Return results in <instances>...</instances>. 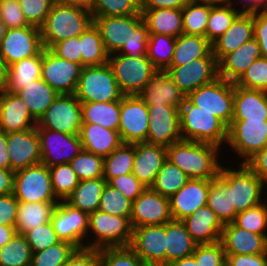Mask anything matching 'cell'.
I'll use <instances>...</instances> for the list:
<instances>
[{
	"label": "cell",
	"mask_w": 267,
	"mask_h": 266,
	"mask_svg": "<svg viewBox=\"0 0 267 266\" xmlns=\"http://www.w3.org/2000/svg\"><path fill=\"white\" fill-rule=\"evenodd\" d=\"M92 23L90 11L55 2L40 27L43 47L50 49L59 41L79 37Z\"/></svg>",
	"instance_id": "3957f363"
},
{
	"label": "cell",
	"mask_w": 267,
	"mask_h": 266,
	"mask_svg": "<svg viewBox=\"0 0 267 266\" xmlns=\"http://www.w3.org/2000/svg\"><path fill=\"white\" fill-rule=\"evenodd\" d=\"M89 214L59 201L52 214L51 223L58 237L77 248H85Z\"/></svg>",
	"instance_id": "d6986e66"
},
{
	"label": "cell",
	"mask_w": 267,
	"mask_h": 266,
	"mask_svg": "<svg viewBox=\"0 0 267 266\" xmlns=\"http://www.w3.org/2000/svg\"><path fill=\"white\" fill-rule=\"evenodd\" d=\"M261 57L260 45L253 37L218 62V77L235 83L249 66Z\"/></svg>",
	"instance_id": "83f0119b"
},
{
	"label": "cell",
	"mask_w": 267,
	"mask_h": 266,
	"mask_svg": "<svg viewBox=\"0 0 267 266\" xmlns=\"http://www.w3.org/2000/svg\"><path fill=\"white\" fill-rule=\"evenodd\" d=\"M226 266H267V253L256 255H226Z\"/></svg>",
	"instance_id": "89a4df30"
},
{
	"label": "cell",
	"mask_w": 267,
	"mask_h": 266,
	"mask_svg": "<svg viewBox=\"0 0 267 266\" xmlns=\"http://www.w3.org/2000/svg\"><path fill=\"white\" fill-rule=\"evenodd\" d=\"M214 179H190L170 200V211L174 220H183L200 207L207 205L210 182Z\"/></svg>",
	"instance_id": "603a6c76"
},
{
	"label": "cell",
	"mask_w": 267,
	"mask_h": 266,
	"mask_svg": "<svg viewBox=\"0 0 267 266\" xmlns=\"http://www.w3.org/2000/svg\"><path fill=\"white\" fill-rule=\"evenodd\" d=\"M196 3H202L210 6H220L228 4L229 0H191Z\"/></svg>",
	"instance_id": "979ff035"
},
{
	"label": "cell",
	"mask_w": 267,
	"mask_h": 266,
	"mask_svg": "<svg viewBox=\"0 0 267 266\" xmlns=\"http://www.w3.org/2000/svg\"><path fill=\"white\" fill-rule=\"evenodd\" d=\"M52 188L55 196L61 201L79 184V179L69 163L49 167Z\"/></svg>",
	"instance_id": "f5cc1de1"
},
{
	"label": "cell",
	"mask_w": 267,
	"mask_h": 266,
	"mask_svg": "<svg viewBox=\"0 0 267 266\" xmlns=\"http://www.w3.org/2000/svg\"><path fill=\"white\" fill-rule=\"evenodd\" d=\"M149 111L138 95H124L121 99L119 135L123 143L147 141Z\"/></svg>",
	"instance_id": "9a60e30c"
},
{
	"label": "cell",
	"mask_w": 267,
	"mask_h": 266,
	"mask_svg": "<svg viewBox=\"0 0 267 266\" xmlns=\"http://www.w3.org/2000/svg\"><path fill=\"white\" fill-rule=\"evenodd\" d=\"M93 23L108 54L117 52L130 57L147 55L149 32L142 14L93 17Z\"/></svg>",
	"instance_id": "6da1fadb"
},
{
	"label": "cell",
	"mask_w": 267,
	"mask_h": 266,
	"mask_svg": "<svg viewBox=\"0 0 267 266\" xmlns=\"http://www.w3.org/2000/svg\"><path fill=\"white\" fill-rule=\"evenodd\" d=\"M180 132L183 140L211 143L224 149L228 126L185 98L180 106Z\"/></svg>",
	"instance_id": "5b68a950"
},
{
	"label": "cell",
	"mask_w": 267,
	"mask_h": 266,
	"mask_svg": "<svg viewBox=\"0 0 267 266\" xmlns=\"http://www.w3.org/2000/svg\"><path fill=\"white\" fill-rule=\"evenodd\" d=\"M99 266H147L130 247L99 249Z\"/></svg>",
	"instance_id": "6f0895ef"
},
{
	"label": "cell",
	"mask_w": 267,
	"mask_h": 266,
	"mask_svg": "<svg viewBox=\"0 0 267 266\" xmlns=\"http://www.w3.org/2000/svg\"><path fill=\"white\" fill-rule=\"evenodd\" d=\"M252 13H241L232 25L212 43V53L219 62L226 54L235 51L254 37Z\"/></svg>",
	"instance_id": "f1b7e54d"
},
{
	"label": "cell",
	"mask_w": 267,
	"mask_h": 266,
	"mask_svg": "<svg viewBox=\"0 0 267 266\" xmlns=\"http://www.w3.org/2000/svg\"><path fill=\"white\" fill-rule=\"evenodd\" d=\"M6 31H7V27H6L5 23L0 18V44H1L3 37L6 34Z\"/></svg>",
	"instance_id": "deb4b68c"
},
{
	"label": "cell",
	"mask_w": 267,
	"mask_h": 266,
	"mask_svg": "<svg viewBox=\"0 0 267 266\" xmlns=\"http://www.w3.org/2000/svg\"><path fill=\"white\" fill-rule=\"evenodd\" d=\"M0 168L10 170V156L7 146V133L0 129Z\"/></svg>",
	"instance_id": "34e18365"
},
{
	"label": "cell",
	"mask_w": 267,
	"mask_h": 266,
	"mask_svg": "<svg viewBox=\"0 0 267 266\" xmlns=\"http://www.w3.org/2000/svg\"><path fill=\"white\" fill-rule=\"evenodd\" d=\"M81 66H101L108 63L109 54L106 52L100 32L92 23L80 35Z\"/></svg>",
	"instance_id": "60d3db41"
},
{
	"label": "cell",
	"mask_w": 267,
	"mask_h": 266,
	"mask_svg": "<svg viewBox=\"0 0 267 266\" xmlns=\"http://www.w3.org/2000/svg\"><path fill=\"white\" fill-rule=\"evenodd\" d=\"M149 34H164L177 38L183 34L182 9L160 8L141 10Z\"/></svg>",
	"instance_id": "836d02e7"
},
{
	"label": "cell",
	"mask_w": 267,
	"mask_h": 266,
	"mask_svg": "<svg viewBox=\"0 0 267 266\" xmlns=\"http://www.w3.org/2000/svg\"><path fill=\"white\" fill-rule=\"evenodd\" d=\"M0 18L7 29L29 26L18 0H0Z\"/></svg>",
	"instance_id": "be15d7a7"
},
{
	"label": "cell",
	"mask_w": 267,
	"mask_h": 266,
	"mask_svg": "<svg viewBox=\"0 0 267 266\" xmlns=\"http://www.w3.org/2000/svg\"><path fill=\"white\" fill-rule=\"evenodd\" d=\"M129 247L147 266H166V223L133 228Z\"/></svg>",
	"instance_id": "ac0fdd59"
},
{
	"label": "cell",
	"mask_w": 267,
	"mask_h": 266,
	"mask_svg": "<svg viewBox=\"0 0 267 266\" xmlns=\"http://www.w3.org/2000/svg\"><path fill=\"white\" fill-rule=\"evenodd\" d=\"M176 38L164 34H149L147 57L158 70H165L172 61Z\"/></svg>",
	"instance_id": "bcb514c9"
},
{
	"label": "cell",
	"mask_w": 267,
	"mask_h": 266,
	"mask_svg": "<svg viewBox=\"0 0 267 266\" xmlns=\"http://www.w3.org/2000/svg\"><path fill=\"white\" fill-rule=\"evenodd\" d=\"M32 253L44 250L61 241L50 222L39 225L24 234Z\"/></svg>",
	"instance_id": "91938a15"
},
{
	"label": "cell",
	"mask_w": 267,
	"mask_h": 266,
	"mask_svg": "<svg viewBox=\"0 0 267 266\" xmlns=\"http://www.w3.org/2000/svg\"><path fill=\"white\" fill-rule=\"evenodd\" d=\"M82 66L64 60L49 48L42 50L41 78L58 94H75Z\"/></svg>",
	"instance_id": "5bb4252c"
},
{
	"label": "cell",
	"mask_w": 267,
	"mask_h": 266,
	"mask_svg": "<svg viewBox=\"0 0 267 266\" xmlns=\"http://www.w3.org/2000/svg\"><path fill=\"white\" fill-rule=\"evenodd\" d=\"M44 49L40 28L29 25L7 29L0 44V57L6 67L38 55Z\"/></svg>",
	"instance_id": "4fadbf2b"
},
{
	"label": "cell",
	"mask_w": 267,
	"mask_h": 266,
	"mask_svg": "<svg viewBox=\"0 0 267 266\" xmlns=\"http://www.w3.org/2000/svg\"><path fill=\"white\" fill-rule=\"evenodd\" d=\"M13 195L20 202H59L49 168L43 163L15 172Z\"/></svg>",
	"instance_id": "8fae6325"
},
{
	"label": "cell",
	"mask_w": 267,
	"mask_h": 266,
	"mask_svg": "<svg viewBox=\"0 0 267 266\" xmlns=\"http://www.w3.org/2000/svg\"><path fill=\"white\" fill-rule=\"evenodd\" d=\"M170 200L150 187L132 202L130 223L132 228L146 225H162L172 220Z\"/></svg>",
	"instance_id": "44dd1931"
},
{
	"label": "cell",
	"mask_w": 267,
	"mask_h": 266,
	"mask_svg": "<svg viewBox=\"0 0 267 266\" xmlns=\"http://www.w3.org/2000/svg\"><path fill=\"white\" fill-rule=\"evenodd\" d=\"M16 94L23 100L37 122L59 95L42 78L29 83Z\"/></svg>",
	"instance_id": "d590c367"
},
{
	"label": "cell",
	"mask_w": 267,
	"mask_h": 266,
	"mask_svg": "<svg viewBox=\"0 0 267 266\" xmlns=\"http://www.w3.org/2000/svg\"><path fill=\"white\" fill-rule=\"evenodd\" d=\"M40 139L41 163L48 168L70 163L82 150L79 135H69L50 129H36Z\"/></svg>",
	"instance_id": "2e32d148"
},
{
	"label": "cell",
	"mask_w": 267,
	"mask_h": 266,
	"mask_svg": "<svg viewBox=\"0 0 267 266\" xmlns=\"http://www.w3.org/2000/svg\"><path fill=\"white\" fill-rule=\"evenodd\" d=\"M59 202H20L18 201L16 232H26L51 221L52 214Z\"/></svg>",
	"instance_id": "8d00e7d4"
},
{
	"label": "cell",
	"mask_w": 267,
	"mask_h": 266,
	"mask_svg": "<svg viewBox=\"0 0 267 266\" xmlns=\"http://www.w3.org/2000/svg\"><path fill=\"white\" fill-rule=\"evenodd\" d=\"M191 237L198 244L221 241L224 225L213 210L207 205L200 207L190 216L182 220Z\"/></svg>",
	"instance_id": "f546056e"
},
{
	"label": "cell",
	"mask_w": 267,
	"mask_h": 266,
	"mask_svg": "<svg viewBox=\"0 0 267 266\" xmlns=\"http://www.w3.org/2000/svg\"><path fill=\"white\" fill-rule=\"evenodd\" d=\"M233 222L245 230L267 235V201L237 213Z\"/></svg>",
	"instance_id": "11a10c76"
},
{
	"label": "cell",
	"mask_w": 267,
	"mask_h": 266,
	"mask_svg": "<svg viewBox=\"0 0 267 266\" xmlns=\"http://www.w3.org/2000/svg\"><path fill=\"white\" fill-rule=\"evenodd\" d=\"M203 57H215L212 43L206 37L183 33L176 38L172 61L168 67L182 66Z\"/></svg>",
	"instance_id": "e575fe53"
},
{
	"label": "cell",
	"mask_w": 267,
	"mask_h": 266,
	"mask_svg": "<svg viewBox=\"0 0 267 266\" xmlns=\"http://www.w3.org/2000/svg\"><path fill=\"white\" fill-rule=\"evenodd\" d=\"M76 249L72 243L61 240L44 250L32 253L30 266H63Z\"/></svg>",
	"instance_id": "f907efd6"
},
{
	"label": "cell",
	"mask_w": 267,
	"mask_h": 266,
	"mask_svg": "<svg viewBox=\"0 0 267 266\" xmlns=\"http://www.w3.org/2000/svg\"><path fill=\"white\" fill-rule=\"evenodd\" d=\"M79 136L84 150L102 157L110 155L123 143L119 131L96 124H82Z\"/></svg>",
	"instance_id": "1f68e13d"
},
{
	"label": "cell",
	"mask_w": 267,
	"mask_h": 266,
	"mask_svg": "<svg viewBox=\"0 0 267 266\" xmlns=\"http://www.w3.org/2000/svg\"><path fill=\"white\" fill-rule=\"evenodd\" d=\"M165 71L187 97L192 91L218 78V62L215 57H203L182 66L167 67Z\"/></svg>",
	"instance_id": "e0dca14e"
},
{
	"label": "cell",
	"mask_w": 267,
	"mask_h": 266,
	"mask_svg": "<svg viewBox=\"0 0 267 266\" xmlns=\"http://www.w3.org/2000/svg\"><path fill=\"white\" fill-rule=\"evenodd\" d=\"M63 266H99V249L77 248Z\"/></svg>",
	"instance_id": "003e7915"
},
{
	"label": "cell",
	"mask_w": 267,
	"mask_h": 266,
	"mask_svg": "<svg viewBox=\"0 0 267 266\" xmlns=\"http://www.w3.org/2000/svg\"><path fill=\"white\" fill-rule=\"evenodd\" d=\"M225 255H256L267 253V235L238 227L234 222L225 224L221 234Z\"/></svg>",
	"instance_id": "cb8c5ba5"
},
{
	"label": "cell",
	"mask_w": 267,
	"mask_h": 266,
	"mask_svg": "<svg viewBox=\"0 0 267 266\" xmlns=\"http://www.w3.org/2000/svg\"><path fill=\"white\" fill-rule=\"evenodd\" d=\"M98 210L111 215L131 217L132 201L107 183L103 189Z\"/></svg>",
	"instance_id": "9f6ffc18"
},
{
	"label": "cell",
	"mask_w": 267,
	"mask_h": 266,
	"mask_svg": "<svg viewBox=\"0 0 267 266\" xmlns=\"http://www.w3.org/2000/svg\"><path fill=\"white\" fill-rule=\"evenodd\" d=\"M230 146V148H229ZM239 156L238 164H245L257 152L267 147V121L232 120L228 126L225 149Z\"/></svg>",
	"instance_id": "9c48e42d"
},
{
	"label": "cell",
	"mask_w": 267,
	"mask_h": 266,
	"mask_svg": "<svg viewBox=\"0 0 267 266\" xmlns=\"http://www.w3.org/2000/svg\"><path fill=\"white\" fill-rule=\"evenodd\" d=\"M42 51L7 67L6 91L16 93L29 83L41 78Z\"/></svg>",
	"instance_id": "ab89813d"
},
{
	"label": "cell",
	"mask_w": 267,
	"mask_h": 266,
	"mask_svg": "<svg viewBox=\"0 0 267 266\" xmlns=\"http://www.w3.org/2000/svg\"><path fill=\"white\" fill-rule=\"evenodd\" d=\"M234 85L233 82L218 77L192 91L186 98L229 126L233 119Z\"/></svg>",
	"instance_id": "30bf717a"
},
{
	"label": "cell",
	"mask_w": 267,
	"mask_h": 266,
	"mask_svg": "<svg viewBox=\"0 0 267 266\" xmlns=\"http://www.w3.org/2000/svg\"><path fill=\"white\" fill-rule=\"evenodd\" d=\"M267 6V0H256V12L263 10Z\"/></svg>",
	"instance_id": "67dfc351"
},
{
	"label": "cell",
	"mask_w": 267,
	"mask_h": 266,
	"mask_svg": "<svg viewBox=\"0 0 267 266\" xmlns=\"http://www.w3.org/2000/svg\"><path fill=\"white\" fill-rule=\"evenodd\" d=\"M166 151L167 160L190 179H215L223 164L221 162H224L221 157L224 150L211 143L182 139L168 146Z\"/></svg>",
	"instance_id": "7a4b0ae2"
},
{
	"label": "cell",
	"mask_w": 267,
	"mask_h": 266,
	"mask_svg": "<svg viewBox=\"0 0 267 266\" xmlns=\"http://www.w3.org/2000/svg\"><path fill=\"white\" fill-rule=\"evenodd\" d=\"M264 198L267 201V179L264 181Z\"/></svg>",
	"instance_id": "b62a3aed"
},
{
	"label": "cell",
	"mask_w": 267,
	"mask_h": 266,
	"mask_svg": "<svg viewBox=\"0 0 267 266\" xmlns=\"http://www.w3.org/2000/svg\"><path fill=\"white\" fill-rule=\"evenodd\" d=\"M134 164L132 173L146 186L151 187L164 162L166 147L147 142L134 143Z\"/></svg>",
	"instance_id": "4316f807"
},
{
	"label": "cell",
	"mask_w": 267,
	"mask_h": 266,
	"mask_svg": "<svg viewBox=\"0 0 267 266\" xmlns=\"http://www.w3.org/2000/svg\"><path fill=\"white\" fill-rule=\"evenodd\" d=\"M18 200L13 193L0 195V225L15 226Z\"/></svg>",
	"instance_id": "03108f58"
},
{
	"label": "cell",
	"mask_w": 267,
	"mask_h": 266,
	"mask_svg": "<svg viewBox=\"0 0 267 266\" xmlns=\"http://www.w3.org/2000/svg\"><path fill=\"white\" fill-rule=\"evenodd\" d=\"M234 84L267 92V58L256 59Z\"/></svg>",
	"instance_id": "680465c9"
},
{
	"label": "cell",
	"mask_w": 267,
	"mask_h": 266,
	"mask_svg": "<svg viewBox=\"0 0 267 266\" xmlns=\"http://www.w3.org/2000/svg\"><path fill=\"white\" fill-rule=\"evenodd\" d=\"M108 184L132 202L146 189V186L133 173L112 178Z\"/></svg>",
	"instance_id": "6125c7cd"
},
{
	"label": "cell",
	"mask_w": 267,
	"mask_h": 266,
	"mask_svg": "<svg viewBox=\"0 0 267 266\" xmlns=\"http://www.w3.org/2000/svg\"><path fill=\"white\" fill-rule=\"evenodd\" d=\"M132 232L130 217L111 215L96 210L89 214L85 248L129 247Z\"/></svg>",
	"instance_id": "8992f818"
},
{
	"label": "cell",
	"mask_w": 267,
	"mask_h": 266,
	"mask_svg": "<svg viewBox=\"0 0 267 266\" xmlns=\"http://www.w3.org/2000/svg\"><path fill=\"white\" fill-rule=\"evenodd\" d=\"M15 172L0 168V195H8L14 190Z\"/></svg>",
	"instance_id": "753ad0ef"
},
{
	"label": "cell",
	"mask_w": 267,
	"mask_h": 266,
	"mask_svg": "<svg viewBox=\"0 0 267 266\" xmlns=\"http://www.w3.org/2000/svg\"><path fill=\"white\" fill-rule=\"evenodd\" d=\"M210 9V5L189 0L182 8L183 33L205 37Z\"/></svg>",
	"instance_id": "681fc988"
},
{
	"label": "cell",
	"mask_w": 267,
	"mask_h": 266,
	"mask_svg": "<svg viewBox=\"0 0 267 266\" xmlns=\"http://www.w3.org/2000/svg\"><path fill=\"white\" fill-rule=\"evenodd\" d=\"M207 206L223 225L232 223L237 215L235 209H230V189L218 177L210 182Z\"/></svg>",
	"instance_id": "ee69618b"
},
{
	"label": "cell",
	"mask_w": 267,
	"mask_h": 266,
	"mask_svg": "<svg viewBox=\"0 0 267 266\" xmlns=\"http://www.w3.org/2000/svg\"><path fill=\"white\" fill-rule=\"evenodd\" d=\"M189 180L190 178L182 170L166 160L150 188L162 196L170 198Z\"/></svg>",
	"instance_id": "f6af8a7d"
},
{
	"label": "cell",
	"mask_w": 267,
	"mask_h": 266,
	"mask_svg": "<svg viewBox=\"0 0 267 266\" xmlns=\"http://www.w3.org/2000/svg\"><path fill=\"white\" fill-rule=\"evenodd\" d=\"M37 121L28 107L16 94L6 90L0 92V129L5 133L33 129Z\"/></svg>",
	"instance_id": "484cf974"
},
{
	"label": "cell",
	"mask_w": 267,
	"mask_h": 266,
	"mask_svg": "<svg viewBox=\"0 0 267 266\" xmlns=\"http://www.w3.org/2000/svg\"><path fill=\"white\" fill-rule=\"evenodd\" d=\"M263 182L267 179V147L245 163Z\"/></svg>",
	"instance_id": "2644e50d"
},
{
	"label": "cell",
	"mask_w": 267,
	"mask_h": 266,
	"mask_svg": "<svg viewBox=\"0 0 267 266\" xmlns=\"http://www.w3.org/2000/svg\"><path fill=\"white\" fill-rule=\"evenodd\" d=\"M149 128L147 143L168 147L182 140L180 132V109L169 105L147 106Z\"/></svg>",
	"instance_id": "ffe728a7"
},
{
	"label": "cell",
	"mask_w": 267,
	"mask_h": 266,
	"mask_svg": "<svg viewBox=\"0 0 267 266\" xmlns=\"http://www.w3.org/2000/svg\"><path fill=\"white\" fill-rule=\"evenodd\" d=\"M90 12L93 17L142 14L140 0H93Z\"/></svg>",
	"instance_id": "816d5d0a"
},
{
	"label": "cell",
	"mask_w": 267,
	"mask_h": 266,
	"mask_svg": "<svg viewBox=\"0 0 267 266\" xmlns=\"http://www.w3.org/2000/svg\"><path fill=\"white\" fill-rule=\"evenodd\" d=\"M16 233L15 226L0 225V248L6 245Z\"/></svg>",
	"instance_id": "2a66077c"
},
{
	"label": "cell",
	"mask_w": 267,
	"mask_h": 266,
	"mask_svg": "<svg viewBox=\"0 0 267 266\" xmlns=\"http://www.w3.org/2000/svg\"><path fill=\"white\" fill-rule=\"evenodd\" d=\"M121 100L81 103L82 124H96L118 131Z\"/></svg>",
	"instance_id": "74e56055"
},
{
	"label": "cell",
	"mask_w": 267,
	"mask_h": 266,
	"mask_svg": "<svg viewBox=\"0 0 267 266\" xmlns=\"http://www.w3.org/2000/svg\"><path fill=\"white\" fill-rule=\"evenodd\" d=\"M108 64L123 95H138L158 71L147 55L130 57L115 52L109 54Z\"/></svg>",
	"instance_id": "52a82bcc"
},
{
	"label": "cell",
	"mask_w": 267,
	"mask_h": 266,
	"mask_svg": "<svg viewBox=\"0 0 267 266\" xmlns=\"http://www.w3.org/2000/svg\"><path fill=\"white\" fill-rule=\"evenodd\" d=\"M10 170L16 172L41 163L40 139L33 129L7 133Z\"/></svg>",
	"instance_id": "7402d4cb"
},
{
	"label": "cell",
	"mask_w": 267,
	"mask_h": 266,
	"mask_svg": "<svg viewBox=\"0 0 267 266\" xmlns=\"http://www.w3.org/2000/svg\"><path fill=\"white\" fill-rule=\"evenodd\" d=\"M167 266H226V255L221 241L198 244L192 256L170 263Z\"/></svg>",
	"instance_id": "b9f144b4"
},
{
	"label": "cell",
	"mask_w": 267,
	"mask_h": 266,
	"mask_svg": "<svg viewBox=\"0 0 267 266\" xmlns=\"http://www.w3.org/2000/svg\"><path fill=\"white\" fill-rule=\"evenodd\" d=\"M32 251L23 234L16 233L0 248V266H30Z\"/></svg>",
	"instance_id": "7dc6e473"
},
{
	"label": "cell",
	"mask_w": 267,
	"mask_h": 266,
	"mask_svg": "<svg viewBox=\"0 0 267 266\" xmlns=\"http://www.w3.org/2000/svg\"><path fill=\"white\" fill-rule=\"evenodd\" d=\"M50 50L64 60L81 65L80 36L59 41Z\"/></svg>",
	"instance_id": "e7e4bbea"
},
{
	"label": "cell",
	"mask_w": 267,
	"mask_h": 266,
	"mask_svg": "<svg viewBox=\"0 0 267 266\" xmlns=\"http://www.w3.org/2000/svg\"><path fill=\"white\" fill-rule=\"evenodd\" d=\"M232 120L267 121V92L234 85Z\"/></svg>",
	"instance_id": "4dcf8cb0"
},
{
	"label": "cell",
	"mask_w": 267,
	"mask_h": 266,
	"mask_svg": "<svg viewBox=\"0 0 267 266\" xmlns=\"http://www.w3.org/2000/svg\"><path fill=\"white\" fill-rule=\"evenodd\" d=\"M55 2L62 4V5L79 7L87 11H90L93 0H55Z\"/></svg>",
	"instance_id": "b9fcfbb0"
},
{
	"label": "cell",
	"mask_w": 267,
	"mask_h": 266,
	"mask_svg": "<svg viewBox=\"0 0 267 266\" xmlns=\"http://www.w3.org/2000/svg\"><path fill=\"white\" fill-rule=\"evenodd\" d=\"M236 1L237 0H229L228 4H231L236 10L240 11L241 13L256 12V0H239L237 2Z\"/></svg>",
	"instance_id": "11e5206c"
},
{
	"label": "cell",
	"mask_w": 267,
	"mask_h": 266,
	"mask_svg": "<svg viewBox=\"0 0 267 266\" xmlns=\"http://www.w3.org/2000/svg\"><path fill=\"white\" fill-rule=\"evenodd\" d=\"M134 158V143H122L110 155L103 157V178L108 183L112 178L132 173Z\"/></svg>",
	"instance_id": "7bdbcfd3"
},
{
	"label": "cell",
	"mask_w": 267,
	"mask_h": 266,
	"mask_svg": "<svg viewBox=\"0 0 267 266\" xmlns=\"http://www.w3.org/2000/svg\"><path fill=\"white\" fill-rule=\"evenodd\" d=\"M7 85V67L0 57V92L6 89Z\"/></svg>",
	"instance_id": "09005b40"
},
{
	"label": "cell",
	"mask_w": 267,
	"mask_h": 266,
	"mask_svg": "<svg viewBox=\"0 0 267 266\" xmlns=\"http://www.w3.org/2000/svg\"><path fill=\"white\" fill-rule=\"evenodd\" d=\"M107 181L103 177L79 181V184L64 200L67 204L88 214L98 210Z\"/></svg>",
	"instance_id": "f35d334b"
},
{
	"label": "cell",
	"mask_w": 267,
	"mask_h": 266,
	"mask_svg": "<svg viewBox=\"0 0 267 266\" xmlns=\"http://www.w3.org/2000/svg\"><path fill=\"white\" fill-rule=\"evenodd\" d=\"M29 25L40 28L49 14L55 0H18Z\"/></svg>",
	"instance_id": "94428289"
},
{
	"label": "cell",
	"mask_w": 267,
	"mask_h": 266,
	"mask_svg": "<svg viewBox=\"0 0 267 266\" xmlns=\"http://www.w3.org/2000/svg\"><path fill=\"white\" fill-rule=\"evenodd\" d=\"M254 38L258 41L263 58H267V12H253Z\"/></svg>",
	"instance_id": "a7ac6f4b"
},
{
	"label": "cell",
	"mask_w": 267,
	"mask_h": 266,
	"mask_svg": "<svg viewBox=\"0 0 267 266\" xmlns=\"http://www.w3.org/2000/svg\"><path fill=\"white\" fill-rule=\"evenodd\" d=\"M69 164L79 181L103 177V157L84 149Z\"/></svg>",
	"instance_id": "db71d44e"
},
{
	"label": "cell",
	"mask_w": 267,
	"mask_h": 266,
	"mask_svg": "<svg viewBox=\"0 0 267 266\" xmlns=\"http://www.w3.org/2000/svg\"><path fill=\"white\" fill-rule=\"evenodd\" d=\"M241 14L231 4L211 6L205 37L213 43Z\"/></svg>",
	"instance_id": "c3c4849f"
},
{
	"label": "cell",
	"mask_w": 267,
	"mask_h": 266,
	"mask_svg": "<svg viewBox=\"0 0 267 266\" xmlns=\"http://www.w3.org/2000/svg\"><path fill=\"white\" fill-rule=\"evenodd\" d=\"M224 163L217 177L230 189V209L239 213L265 201L264 182L246 164Z\"/></svg>",
	"instance_id": "277c9868"
},
{
	"label": "cell",
	"mask_w": 267,
	"mask_h": 266,
	"mask_svg": "<svg viewBox=\"0 0 267 266\" xmlns=\"http://www.w3.org/2000/svg\"><path fill=\"white\" fill-rule=\"evenodd\" d=\"M75 96L81 103L110 102L124 96L108 63L81 69Z\"/></svg>",
	"instance_id": "ba28073f"
},
{
	"label": "cell",
	"mask_w": 267,
	"mask_h": 266,
	"mask_svg": "<svg viewBox=\"0 0 267 266\" xmlns=\"http://www.w3.org/2000/svg\"><path fill=\"white\" fill-rule=\"evenodd\" d=\"M82 125L81 102L75 94H59L39 119L36 129H50L79 135Z\"/></svg>",
	"instance_id": "7c38bea8"
},
{
	"label": "cell",
	"mask_w": 267,
	"mask_h": 266,
	"mask_svg": "<svg viewBox=\"0 0 267 266\" xmlns=\"http://www.w3.org/2000/svg\"><path fill=\"white\" fill-rule=\"evenodd\" d=\"M138 96L147 106L169 105L179 109L186 98L165 70H158Z\"/></svg>",
	"instance_id": "d4e9b609"
},
{
	"label": "cell",
	"mask_w": 267,
	"mask_h": 266,
	"mask_svg": "<svg viewBox=\"0 0 267 266\" xmlns=\"http://www.w3.org/2000/svg\"><path fill=\"white\" fill-rule=\"evenodd\" d=\"M189 0H140L141 10L160 8L182 9Z\"/></svg>",
	"instance_id": "8c879c8a"
},
{
	"label": "cell",
	"mask_w": 267,
	"mask_h": 266,
	"mask_svg": "<svg viewBox=\"0 0 267 266\" xmlns=\"http://www.w3.org/2000/svg\"><path fill=\"white\" fill-rule=\"evenodd\" d=\"M197 245L182 220L172 219L166 223V266L192 256Z\"/></svg>",
	"instance_id": "d6a6232c"
}]
</instances>
